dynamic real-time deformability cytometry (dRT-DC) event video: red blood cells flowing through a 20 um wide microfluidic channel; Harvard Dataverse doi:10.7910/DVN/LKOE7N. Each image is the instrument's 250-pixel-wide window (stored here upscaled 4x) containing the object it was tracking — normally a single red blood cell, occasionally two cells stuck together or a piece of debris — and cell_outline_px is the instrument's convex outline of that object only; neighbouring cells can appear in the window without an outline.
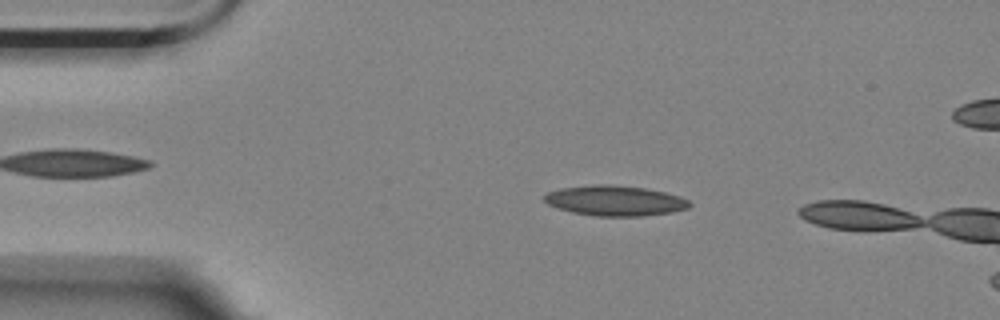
{"species": "Egyptian fruit bat (a non-hibernating species)", "species_latin": "Rousettus aegyptiacus", "temperature_condition": "room temperature", "stored_images_in_passage": 13, "camera_frame_rate_fps": 3000, "um_per_image_px": 0.085, "animal": {"sex": "female"}, "frame": {"image": 1, "passage_image": 10, "time_ms": 3.0, "image_size_px": [1000, 320], "cell_outline_px": [[692, 204], [688, 208], [672, 212], [640, 216], [596, 216], [572, 212], [556, 208], [548, 204], [544, 200], [544, 196], [548, 192], [560, 188], [596, 184], [608, 184], [644, 188], [664, 192], [680, 196], [688, 200]], "centroid_in_image_um": [52.26, 17.06], "position_along_channel_um": 32.7, "area_um2": 25.55}}